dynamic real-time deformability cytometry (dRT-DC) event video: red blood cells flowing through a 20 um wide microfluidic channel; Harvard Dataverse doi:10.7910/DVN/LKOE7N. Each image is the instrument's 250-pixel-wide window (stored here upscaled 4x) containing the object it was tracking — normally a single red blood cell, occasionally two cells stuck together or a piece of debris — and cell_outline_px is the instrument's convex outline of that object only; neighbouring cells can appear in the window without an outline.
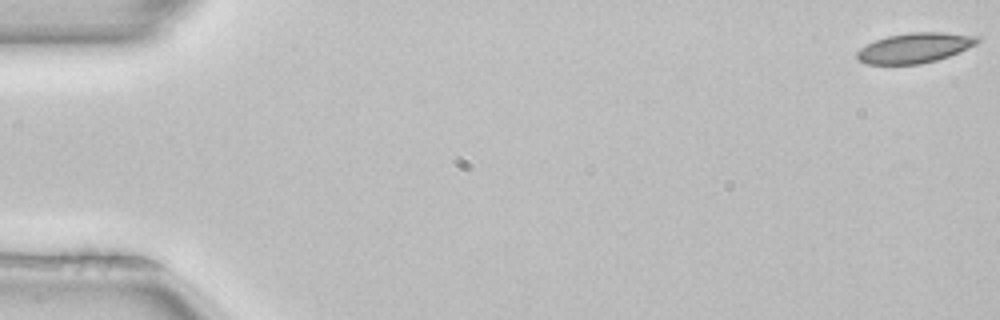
{"species": "common noctule bat (a hibernating species)", "species_latin": "Nyctalus noctula", "temperature_condition": "room temperature", "stored_images_in_passage": 52, "camera_frame_rate_fps": 3000, "um_per_image_px": 0.085, "animal": {"sex": "female", "body_mass_g": 22.7, "forearm_length_mm": 54.2}, "frame": {"image": 1, "passage_image": 1, "time_ms": 0.0, "image_size_px": [1000, 320], "cell_outline_px": [[980, 40], [976, 44], [960, 52], [936, 60], [920, 64], [864, 64], [856, 60], [856, 52], [860, 48], [876, 40], [888, 36], [912, 32], [944, 32], [980, 36]], "centroid_in_image_um": [77.75, 4.07], "position_along_channel_um": 7.3, "area_um2": 21.15}}
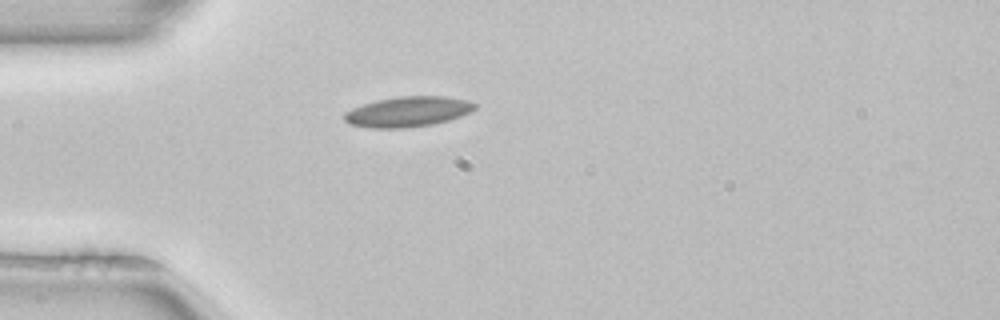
{"frame": {"image": 2, "passage_image": 15, "time_ms": 4.667, "image_size_px": [1000, 320], "cell_outline_px": [[476, 108], [472, 112], [448, 120], [432, 124], [408, 128], [368, 128], [348, 124], [344, 120], [344, 112], [352, 108], [376, 100], [400, 96], [444, 96], [468, 100], [476, 104]], "centroid_in_image_um": [34.66, 9.5], "position_along_channel_um": 50.3, "area_um2": 23.18}}
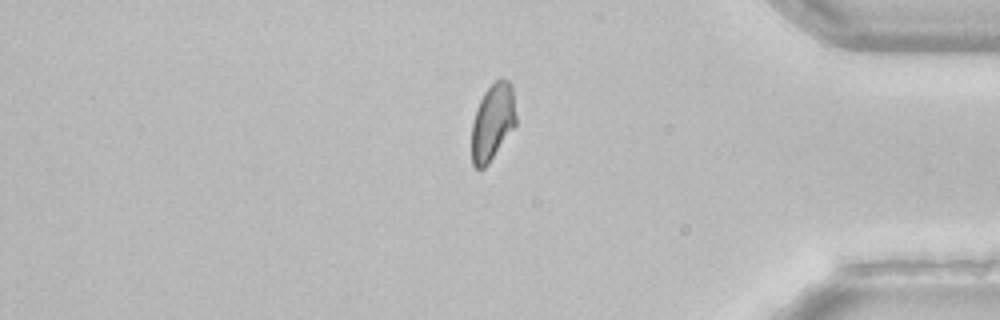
{"frame": {"image": 3, "passage_image": 44, "time_ms": 14.333, "image_size_px": [1000, 320], "cell_outline_px": [[516, 124], [488, 164], [484, 168], [476, 168], [472, 164], [472, 124], [476, 108], [484, 92], [500, 76], [504, 76], [512, 84], [516, 116]], "centroid_in_image_um": [41.88, 10.33], "position_along_channel_um": 393.3, "area_um2": 19.88}, "authors_computed_cell_mechanics": {"area_um2": 21.0392, "velocity_mm_per_s": 3.953, "shape_relaxation_time_tau1_ms": null, "shape_relaxation_time_tau2_ms": 5.3944, "deformation_change_tau1": null, "deformation_change_tau2": 0.0876}}